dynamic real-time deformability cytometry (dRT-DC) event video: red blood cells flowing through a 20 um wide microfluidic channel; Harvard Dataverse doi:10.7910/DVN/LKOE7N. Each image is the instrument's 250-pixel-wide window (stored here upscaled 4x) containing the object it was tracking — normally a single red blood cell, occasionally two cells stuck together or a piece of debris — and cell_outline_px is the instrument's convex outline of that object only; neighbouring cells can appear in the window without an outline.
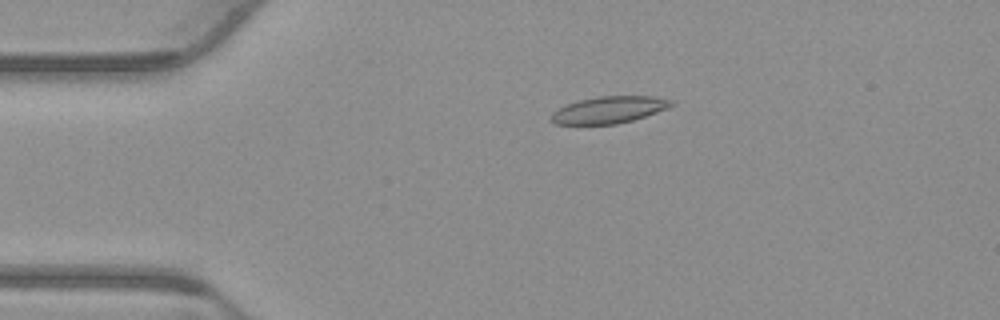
{"species": "common noctule bat (a hibernating species)", "species_latin": "Nyctalus noctula", "temperature_condition": "warm", "stored_images_in_passage": 54, "camera_frame_rate_fps": 3000, "um_per_image_px": 0.085, "animal": {"sex": "male", "body_mass_g": 23.1, "forearm_length_mm": 52.7}, "frame": {"image": 1, "passage_image": 11, "time_ms": 3.333, "image_size_px": [1000, 320], "cell_outline_px": [[676, 104], [668, 108], [632, 120], [616, 124], [556, 124], [548, 120], [552, 112], [568, 104], [580, 100], [600, 96], [656, 96], [672, 100]], "centroid_in_image_um": [51.78, 9.33], "position_along_channel_um": 33.2, "area_um2": 18.73}}
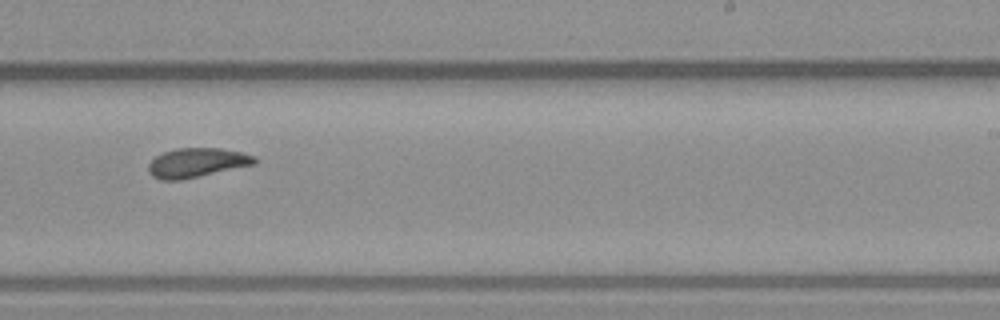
{"frame": {"image": 2, "passage_image": 33, "time_ms": 10.667, "image_size_px": [1000, 320], "cell_outline_px": [[256, 164], [200, 176], [180, 180], [160, 180], [152, 176], [148, 172], [148, 164], [156, 156], [164, 152], [176, 148], [220, 148], [240, 152], [256, 156]], "centroid_in_image_um": [16.72, 13.83], "position_along_channel_um": 272.3, "area_um2": 18.15}}
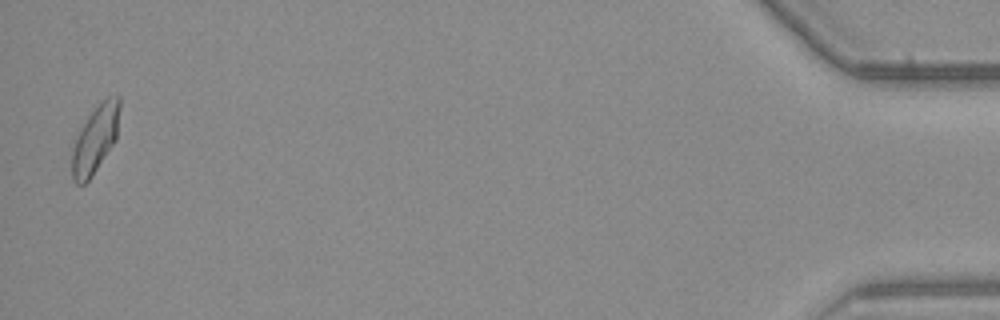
{"frame": {"image": 3, "passage_image": 53, "time_ms": 17.333, "image_size_px": [1000, 320], "cell_outline_px": [[120, 108], [116, 140], [92, 176], [84, 184], [76, 184], [72, 180], [72, 148], [88, 116], [108, 96], [120, 96]], "centroid_in_image_um": [8.11, 11.86], "position_along_channel_um": 427.1, "area_um2": 18.38}, "authors_computed_cell_mechanics": {"area_um2": 18.3804, "velocity_mm_per_s": 3.8209, "shape_relaxation_time_tau1_ms": null, "shape_relaxation_time_tau2_ms": 4.198, "deformation_change_tau1": null, "deformation_change_tau2": 0.0834}}